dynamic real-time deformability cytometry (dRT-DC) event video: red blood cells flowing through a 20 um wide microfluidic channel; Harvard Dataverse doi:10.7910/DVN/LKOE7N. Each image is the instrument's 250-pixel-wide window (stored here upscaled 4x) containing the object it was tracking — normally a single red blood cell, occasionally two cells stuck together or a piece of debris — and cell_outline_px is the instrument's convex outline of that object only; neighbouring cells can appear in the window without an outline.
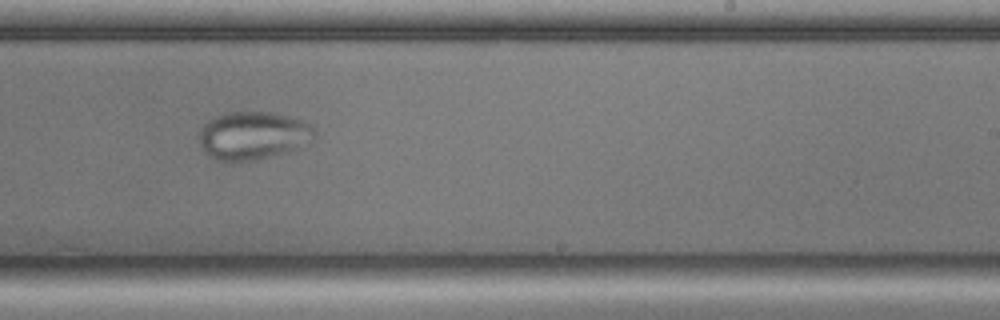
{"species": "common noctule bat (a hibernating species)", "species_latin": "Nyctalus noctula", "temperature_condition": "cold", "stored_images_in_passage": 55, "camera_frame_rate_fps": 3000, "um_per_image_px": 0.085, "animal": {"sex": "male", "body_mass_g": 17.9, "forearm_length_mm": 54.2}, "frame": {"image": 1, "passage_image": 33, "time_ms": 10.667, "image_size_px": [1000, 320], "cell_outline_px": [[316, 136], [312, 140], [292, 152], [256, 160], [232, 164], [228, 164], [216, 160], [208, 156], [200, 148], [200, 132], [204, 124], [212, 116], [224, 112], [276, 112], [312, 124], [316, 132]], "centroid_in_image_um": [21.5, 11.56], "position_along_channel_um": 267.5, "area_um2": 33.47}}
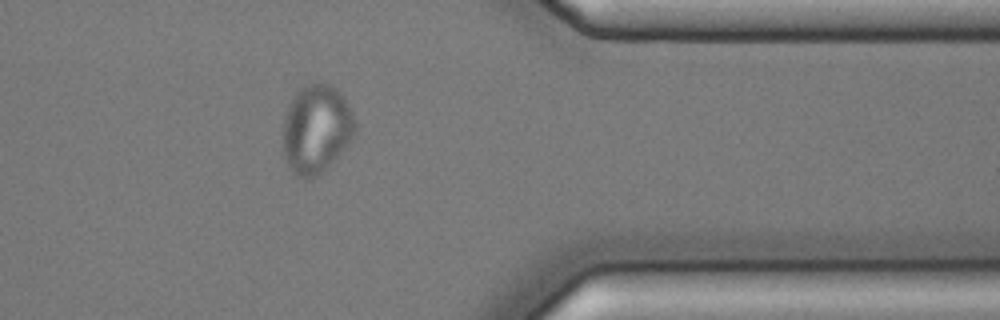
{"frame": {"image": 2, "passage_image": 44, "time_ms": 14.333, "image_size_px": [1000, 320], "cell_outline_px": [[356, 132], [352, 140], [316, 176], [304, 180], [296, 176], [292, 172], [284, 160], [284, 116], [288, 104], [296, 92], [304, 84], [312, 80], [328, 84], [336, 88], [340, 92], [348, 104], [352, 112], [356, 124]], "centroid_in_image_um": [26.87, 10.92], "position_along_channel_um": 384.5, "area_um2": 37.45}}